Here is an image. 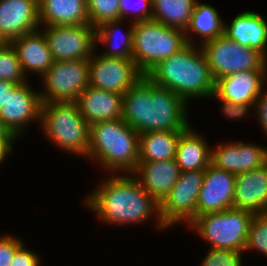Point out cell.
<instances>
[{"label":"cell","mask_w":267,"mask_h":266,"mask_svg":"<svg viewBox=\"0 0 267 266\" xmlns=\"http://www.w3.org/2000/svg\"><path fill=\"white\" fill-rule=\"evenodd\" d=\"M187 104L181 96L155 85L144 75L123 94L122 119L139 134L183 132L190 126Z\"/></svg>","instance_id":"cell-1"},{"label":"cell","mask_w":267,"mask_h":266,"mask_svg":"<svg viewBox=\"0 0 267 266\" xmlns=\"http://www.w3.org/2000/svg\"><path fill=\"white\" fill-rule=\"evenodd\" d=\"M131 175V176H130ZM86 206L107 224L142 223L153 213L158 216L159 229L165 226L160 219V205L140 185L132 173L103 180L85 200Z\"/></svg>","instance_id":"cell-2"},{"label":"cell","mask_w":267,"mask_h":266,"mask_svg":"<svg viewBox=\"0 0 267 266\" xmlns=\"http://www.w3.org/2000/svg\"><path fill=\"white\" fill-rule=\"evenodd\" d=\"M199 49V50H198ZM187 43L168 59L162 60L146 76L157 86L167 88L187 103L190 98H210L215 80L201 47Z\"/></svg>","instance_id":"cell-3"},{"label":"cell","mask_w":267,"mask_h":266,"mask_svg":"<svg viewBox=\"0 0 267 266\" xmlns=\"http://www.w3.org/2000/svg\"><path fill=\"white\" fill-rule=\"evenodd\" d=\"M87 157L105 170L131 174L139 163V133L123 119L90 125Z\"/></svg>","instance_id":"cell-4"},{"label":"cell","mask_w":267,"mask_h":266,"mask_svg":"<svg viewBox=\"0 0 267 266\" xmlns=\"http://www.w3.org/2000/svg\"><path fill=\"white\" fill-rule=\"evenodd\" d=\"M40 124L56 146L87 158L90 126L76 102L42 103Z\"/></svg>","instance_id":"cell-5"},{"label":"cell","mask_w":267,"mask_h":266,"mask_svg":"<svg viewBox=\"0 0 267 266\" xmlns=\"http://www.w3.org/2000/svg\"><path fill=\"white\" fill-rule=\"evenodd\" d=\"M186 44L182 30L165 26L154 19L133 23L132 59L144 75Z\"/></svg>","instance_id":"cell-6"},{"label":"cell","mask_w":267,"mask_h":266,"mask_svg":"<svg viewBox=\"0 0 267 266\" xmlns=\"http://www.w3.org/2000/svg\"><path fill=\"white\" fill-rule=\"evenodd\" d=\"M254 215L248 210L233 207L196 216L189 227L209 242L211 248L244 252Z\"/></svg>","instance_id":"cell-7"},{"label":"cell","mask_w":267,"mask_h":266,"mask_svg":"<svg viewBox=\"0 0 267 266\" xmlns=\"http://www.w3.org/2000/svg\"><path fill=\"white\" fill-rule=\"evenodd\" d=\"M200 47L215 81L235 72L267 70V58L262 53L242 46L224 34Z\"/></svg>","instance_id":"cell-8"},{"label":"cell","mask_w":267,"mask_h":266,"mask_svg":"<svg viewBox=\"0 0 267 266\" xmlns=\"http://www.w3.org/2000/svg\"><path fill=\"white\" fill-rule=\"evenodd\" d=\"M41 79L46 88L39 92L42 103L76 102L89 86V60L54 61Z\"/></svg>","instance_id":"cell-9"},{"label":"cell","mask_w":267,"mask_h":266,"mask_svg":"<svg viewBox=\"0 0 267 266\" xmlns=\"http://www.w3.org/2000/svg\"><path fill=\"white\" fill-rule=\"evenodd\" d=\"M205 170L181 172L178 181L160 204V219L166 228L190 224L197 216V201Z\"/></svg>","instance_id":"cell-10"},{"label":"cell","mask_w":267,"mask_h":266,"mask_svg":"<svg viewBox=\"0 0 267 266\" xmlns=\"http://www.w3.org/2000/svg\"><path fill=\"white\" fill-rule=\"evenodd\" d=\"M45 28L43 34L54 61L89 60L96 51V28L90 24L56 25Z\"/></svg>","instance_id":"cell-11"},{"label":"cell","mask_w":267,"mask_h":266,"mask_svg":"<svg viewBox=\"0 0 267 266\" xmlns=\"http://www.w3.org/2000/svg\"><path fill=\"white\" fill-rule=\"evenodd\" d=\"M144 74L133 59L94 56L89 59V86L124 94Z\"/></svg>","instance_id":"cell-12"},{"label":"cell","mask_w":267,"mask_h":266,"mask_svg":"<svg viewBox=\"0 0 267 266\" xmlns=\"http://www.w3.org/2000/svg\"><path fill=\"white\" fill-rule=\"evenodd\" d=\"M236 175L210 164L203 177L197 201V216L234 207Z\"/></svg>","instance_id":"cell-13"},{"label":"cell","mask_w":267,"mask_h":266,"mask_svg":"<svg viewBox=\"0 0 267 266\" xmlns=\"http://www.w3.org/2000/svg\"><path fill=\"white\" fill-rule=\"evenodd\" d=\"M41 104L40 93L33 91L27 82L19 84L0 108V119L17 139L25 125L33 120L40 122Z\"/></svg>","instance_id":"cell-14"},{"label":"cell","mask_w":267,"mask_h":266,"mask_svg":"<svg viewBox=\"0 0 267 266\" xmlns=\"http://www.w3.org/2000/svg\"><path fill=\"white\" fill-rule=\"evenodd\" d=\"M40 26L38 0H0V42L11 43Z\"/></svg>","instance_id":"cell-15"},{"label":"cell","mask_w":267,"mask_h":266,"mask_svg":"<svg viewBox=\"0 0 267 266\" xmlns=\"http://www.w3.org/2000/svg\"><path fill=\"white\" fill-rule=\"evenodd\" d=\"M267 163V148L242 141L220 144L211 151V164L234 175L261 168Z\"/></svg>","instance_id":"cell-16"},{"label":"cell","mask_w":267,"mask_h":266,"mask_svg":"<svg viewBox=\"0 0 267 266\" xmlns=\"http://www.w3.org/2000/svg\"><path fill=\"white\" fill-rule=\"evenodd\" d=\"M266 70L235 72L215 81L214 93L223 100L238 104H254L266 80Z\"/></svg>","instance_id":"cell-17"},{"label":"cell","mask_w":267,"mask_h":266,"mask_svg":"<svg viewBox=\"0 0 267 266\" xmlns=\"http://www.w3.org/2000/svg\"><path fill=\"white\" fill-rule=\"evenodd\" d=\"M180 173V168L175 159L157 162H139L136 169L132 172L142 188L159 205L178 181Z\"/></svg>","instance_id":"cell-18"},{"label":"cell","mask_w":267,"mask_h":266,"mask_svg":"<svg viewBox=\"0 0 267 266\" xmlns=\"http://www.w3.org/2000/svg\"><path fill=\"white\" fill-rule=\"evenodd\" d=\"M234 208L254 214L267 212V163L236 175Z\"/></svg>","instance_id":"cell-19"},{"label":"cell","mask_w":267,"mask_h":266,"mask_svg":"<svg viewBox=\"0 0 267 266\" xmlns=\"http://www.w3.org/2000/svg\"><path fill=\"white\" fill-rule=\"evenodd\" d=\"M122 100V94L87 86L76 103L90 126L97 122L122 119Z\"/></svg>","instance_id":"cell-20"},{"label":"cell","mask_w":267,"mask_h":266,"mask_svg":"<svg viewBox=\"0 0 267 266\" xmlns=\"http://www.w3.org/2000/svg\"><path fill=\"white\" fill-rule=\"evenodd\" d=\"M11 44L16 49L24 74L32 71L43 76L54 63L46 38L39 29L17 37Z\"/></svg>","instance_id":"cell-21"},{"label":"cell","mask_w":267,"mask_h":266,"mask_svg":"<svg viewBox=\"0 0 267 266\" xmlns=\"http://www.w3.org/2000/svg\"><path fill=\"white\" fill-rule=\"evenodd\" d=\"M224 35L267 58V22L259 13L244 11L236 15L230 26L224 25Z\"/></svg>","instance_id":"cell-22"},{"label":"cell","mask_w":267,"mask_h":266,"mask_svg":"<svg viewBox=\"0 0 267 266\" xmlns=\"http://www.w3.org/2000/svg\"><path fill=\"white\" fill-rule=\"evenodd\" d=\"M38 7L42 25L89 24L86 0H38Z\"/></svg>","instance_id":"cell-23"},{"label":"cell","mask_w":267,"mask_h":266,"mask_svg":"<svg viewBox=\"0 0 267 266\" xmlns=\"http://www.w3.org/2000/svg\"><path fill=\"white\" fill-rule=\"evenodd\" d=\"M207 141L189 126L178 139L175 160L181 172L206 170L211 164V148Z\"/></svg>","instance_id":"cell-24"},{"label":"cell","mask_w":267,"mask_h":266,"mask_svg":"<svg viewBox=\"0 0 267 266\" xmlns=\"http://www.w3.org/2000/svg\"><path fill=\"white\" fill-rule=\"evenodd\" d=\"M181 133L160 130L139 134V162L175 159L176 145Z\"/></svg>","instance_id":"cell-25"},{"label":"cell","mask_w":267,"mask_h":266,"mask_svg":"<svg viewBox=\"0 0 267 266\" xmlns=\"http://www.w3.org/2000/svg\"><path fill=\"white\" fill-rule=\"evenodd\" d=\"M224 24V21L212 5L210 6L196 1L190 23L184 32L186 41L189 44H194L193 37L190 38L189 33L195 32V34L201 35V42L204 44L217 36L223 35Z\"/></svg>","instance_id":"cell-26"},{"label":"cell","mask_w":267,"mask_h":266,"mask_svg":"<svg viewBox=\"0 0 267 266\" xmlns=\"http://www.w3.org/2000/svg\"><path fill=\"white\" fill-rule=\"evenodd\" d=\"M197 0H152V19L185 32Z\"/></svg>","instance_id":"cell-27"},{"label":"cell","mask_w":267,"mask_h":266,"mask_svg":"<svg viewBox=\"0 0 267 266\" xmlns=\"http://www.w3.org/2000/svg\"><path fill=\"white\" fill-rule=\"evenodd\" d=\"M122 23V20H113L106 21L96 27L95 30V46H97V42L100 41L105 45H109L111 48L107 50V52L103 53L104 57H115V58H123V59H132L133 53V22H131L132 26L129 27V30L123 34V36L119 39L117 36V31L120 30L118 26ZM117 27V28H114ZM122 31V30H121ZM120 31V32H121ZM119 39L116 44V40Z\"/></svg>","instance_id":"cell-28"},{"label":"cell","mask_w":267,"mask_h":266,"mask_svg":"<svg viewBox=\"0 0 267 266\" xmlns=\"http://www.w3.org/2000/svg\"><path fill=\"white\" fill-rule=\"evenodd\" d=\"M25 78L16 49L11 43L0 42V80L23 84Z\"/></svg>","instance_id":"cell-29"},{"label":"cell","mask_w":267,"mask_h":266,"mask_svg":"<svg viewBox=\"0 0 267 266\" xmlns=\"http://www.w3.org/2000/svg\"><path fill=\"white\" fill-rule=\"evenodd\" d=\"M89 24L98 27L106 21L120 20V0H86Z\"/></svg>","instance_id":"cell-30"},{"label":"cell","mask_w":267,"mask_h":266,"mask_svg":"<svg viewBox=\"0 0 267 266\" xmlns=\"http://www.w3.org/2000/svg\"><path fill=\"white\" fill-rule=\"evenodd\" d=\"M254 249L267 256V212L254 215L248 232L244 251Z\"/></svg>","instance_id":"cell-31"},{"label":"cell","mask_w":267,"mask_h":266,"mask_svg":"<svg viewBox=\"0 0 267 266\" xmlns=\"http://www.w3.org/2000/svg\"><path fill=\"white\" fill-rule=\"evenodd\" d=\"M242 252L210 248L201 266H242Z\"/></svg>","instance_id":"cell-32"},{"label":"cell","mask_w":267,"mask_h":266,"mask_svg":"<svg viewBox=\"0 0 267 266\" xmlns=\"http://www.w3.org/2000/svg\"><path fill=\"white\" fill-rule=\"evenodd\" d=\"M135 0H120V19L124 20L126 19L127 15L131 13V15L134 13L133 16V23L141 22L144 20L152 19V0H136L139 2L137 7L136 5L133 6V3ZM135 3V2H134Z\"/></svg>","instance_id":"cell-33"},{"label":"cell","mask_w":267,"mask_h":266,"mask_svg":"<svg viewBox=\"0 0 267 266\" xmlns=\"http://www.w3.org/2000/svg\"><path fill=\"white\" fill-rule=\"evenodd\" d=\"M22 240L10 235L0 237V266H10L15 251L22 245Z\"/></svg>","instance_id":"cell-34"},{"label":"cell","mask_w":267,"mask_h":266,"mask_svg":"<svg viewBox=\"0 0 267 266\" xmlns=\"http://www.w3.org/2000/svg\"><path fill=\"white\" fill-rule=\"evenodd\" d=\"M211 97H217L218 100L222 102V112L224 113V115H226L225 117L231 119L242 118L243 116L248 114V112L250 111L249 109H252L251 107H254V104H238L228 100L220 99L215 93H213Z\"/></svg>","instance_id":"cell-35"},{"label":"cell","mask_w":267,"mask_h":266,"mask_svg":"<svg viewBox=\"0 0 267 266\" xmlns=\"http://www.w3.org/2000/svg\"><path fill=\"white\" fill-rule=\"evenodd\" d=\"M10 266H40L39 257L24 247V243L15 251Z\"/></svg>","instance_id":"cell-36"},{"label":"cell","mask_w":267,"mask_h":266,"mask_svg":"<svg viewBox=\"0 0 267 266\" xmlns=\"http://www.w3.org/2000/svg\"><path fill=\"white\" fill-rule=\"evenodd\" d=\"M261 91L260 95L257 97L254 103L253 109L258 116L259 124L261 128L264 130V133L267 135V91Z\"/></svg>","instance_id":"cell-37"},{"label":"cell","mask_w":267,"mask_h":266,"mask_svg":"<svg viewBox=\"0 0 267 266\" xmlns=\"http://www.w3.org/2000/svg\"><path fill=\"white\" fill-rule=\"evenodd\" d=\"M14 140H16L15 137H0V164L7 159L9 153L11 154Z\"/></svg>","instance_id":"cell-38"},{"label":"cell","mask_w":267,"mask_h":266,"mask_svg":"<svg viewBox=\"0 0 267 266\" xmlns=\"http://www.w3.org/2000/svg\"><path fill=\"white\" fill-rule=\"evenodd\" d=\"M19 84L11 81L0 80V108L4 106V103L10 94Z\"/></svg>","instance_id":"cell-39"},{"label":"cell","mask_w":267,"mask_h":266,"mask_svg":"<svg viewBox=\"0 0 267 266\" xmlns=\"http://www.w3.org/2000/svg\"><path fill=\"white\" fill-rule=\"evenodd\" d=\"M0 137H14L0 119Z\"/></svg>","instance_id":"cell-40"}]
</instances>
